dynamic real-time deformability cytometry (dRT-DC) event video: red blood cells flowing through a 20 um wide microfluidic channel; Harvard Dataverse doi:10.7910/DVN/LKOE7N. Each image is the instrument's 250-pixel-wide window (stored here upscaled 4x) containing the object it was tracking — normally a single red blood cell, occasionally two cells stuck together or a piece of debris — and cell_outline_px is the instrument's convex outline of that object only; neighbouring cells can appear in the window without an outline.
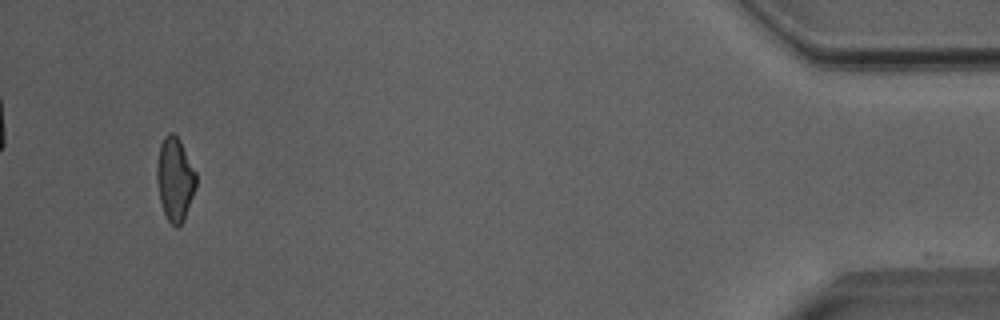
{"species": "Egyptian fruit bat (a non-hibernating species)", "species_latin": "Rousettus aegyptiacus", "temperature_condition": "room temperature", "stored_images_in_passage": 49, "camera_frame_rate_fps": 3000, "um_per_image_px": 0.085, "animal": {"sex": "male"}, "frame": {"image": 1, "passage_image": 48, "time_ms": 15.667, "image_size_px": [1000, 320], "cell_outline_px": [[196, 188], [184, 220], [176, 228], [168, 220], [164, 212], [160, 200], [156, 180], [156, 168], [160, 144], [164, 136], [168, 132], [172, 132], [180, 140], [196, 172]], "centroid_in_image_um": [14.87, 15.22], "position_along_channel_um": 420.3, "area_um2": 19.13}}